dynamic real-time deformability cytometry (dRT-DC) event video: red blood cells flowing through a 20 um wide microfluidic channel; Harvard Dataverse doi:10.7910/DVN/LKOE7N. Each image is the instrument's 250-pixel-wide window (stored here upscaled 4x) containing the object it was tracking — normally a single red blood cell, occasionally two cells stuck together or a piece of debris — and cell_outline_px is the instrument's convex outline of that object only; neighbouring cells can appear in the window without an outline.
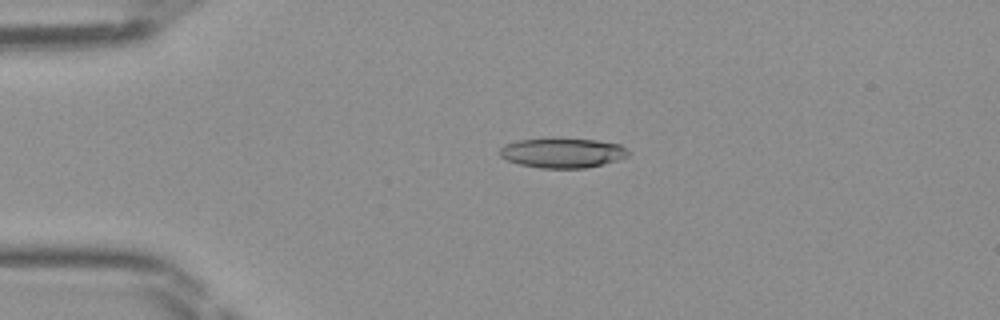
{"species": "Egyptian fruit bat (a non-hibernating species)", "species_latin": "Rousettus aegyptiacus", "temperature_condition": "room temperature", "stored_images_in_passage": 42, "camera_frame_rate_fps": 3000, "um_per_image_px": 0.085, "frame": {"image": 1, "passage_image": 5, "time_ms": 1.333, "image_size_px": [1000, 320], "cell_outline_px": [[628, 156], [604, 164], [584, 168], [540, 168], [520, 164], [508, 160], [500, 156], [500, 148], [504, 144], [520, 140], [552, 136], [556, 136], [596, 140], [620, 144], [628, 152]], "centroid_in_image_um": [47.78, 12.96], "position_along_channel_um": 37.2, "area_um2": 22.77}}
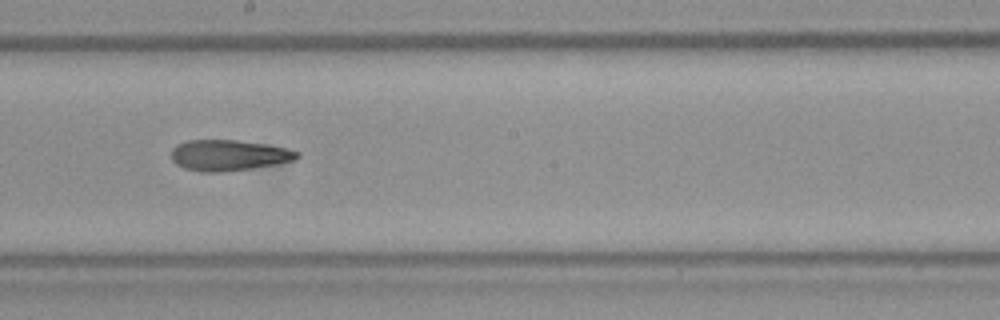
{"frame": {"image": 2, "passage_image": 21, "time_ms": 6.667, "image_size_px": [1000, 320], "cell_outline_px": [[300, 156], [296, 160], [252, 168], [220, 172], [200, 172], [184, 168], [176, 164], [172, 160], [172, 148], [176, 144], [188, 140], [236, 140], [264, 144], [284, 148], [300, 152]], "centroid_in_image_um": [19.41, 13.2], "position_along_channel_um": 228.8, "area_um2": 22.54}}
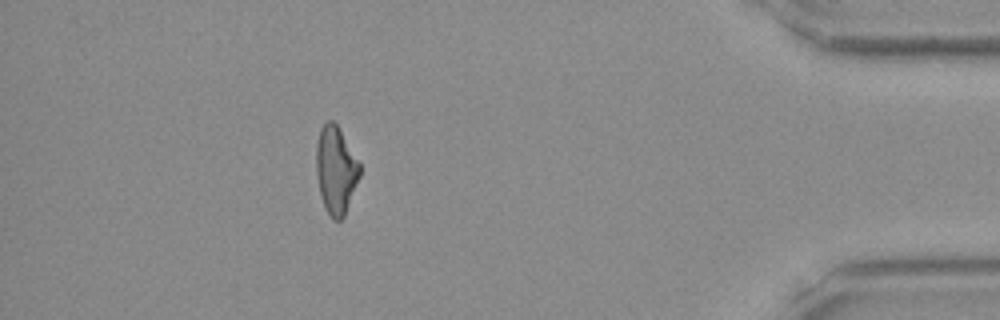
{"frame": {"image": 3, "passage_image": 37, "time_ms": 12.0, "image_size_px": [1000, 320], "cell_outline_px": [[360, 176], [344, 216], [340, 220], [332, 220], [320, 196], [316, 172], [316, 144], [320, 128], [328, 120], [332, 120], [336, 124], [360, 164]], "centroid_in_image_um": [28.53, 14.46], "position_along_channel_um": 406.7, "area_um2": 21.96}}